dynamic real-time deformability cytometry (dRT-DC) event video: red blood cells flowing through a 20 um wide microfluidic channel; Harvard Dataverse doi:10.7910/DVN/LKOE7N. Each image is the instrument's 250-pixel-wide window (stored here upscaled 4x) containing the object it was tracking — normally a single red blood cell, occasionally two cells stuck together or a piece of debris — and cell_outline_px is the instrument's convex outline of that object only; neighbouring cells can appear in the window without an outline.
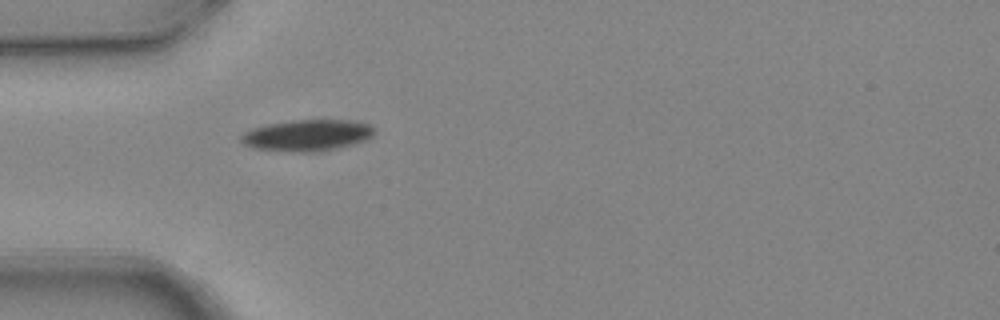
{"species": "common noctule bat (a hibernating species)", "species_latin": "Nyctalus noctula", "temperature_condition": "warm", "stored_images_in_passage": 1, "camera_frame_rate_fps": 3000, "um_per_image_px": 0.085, "animal": {"sex": "female", "body_mass_g": 24.6, "forearm_length_mm": 56.2}, "frame": {"image": 1, "passage_image": 1, "time_ms": 0.0, "image_size_px": [1000, 320], "cell_outline_px": [[372, 136], [364, 140], [336, 148], [312, 152], [292, 152], [252, 148], [244, 144], [240, 140], [240, 136], [244, 132], [252, 128], [268, 124], [292, 120], [348, 120], [368, 124], [372, 128]], "centroid_in_image_um": [26.03, 11.5], "position_along_channel_um": 59.0, "area_um2": 24.04}}